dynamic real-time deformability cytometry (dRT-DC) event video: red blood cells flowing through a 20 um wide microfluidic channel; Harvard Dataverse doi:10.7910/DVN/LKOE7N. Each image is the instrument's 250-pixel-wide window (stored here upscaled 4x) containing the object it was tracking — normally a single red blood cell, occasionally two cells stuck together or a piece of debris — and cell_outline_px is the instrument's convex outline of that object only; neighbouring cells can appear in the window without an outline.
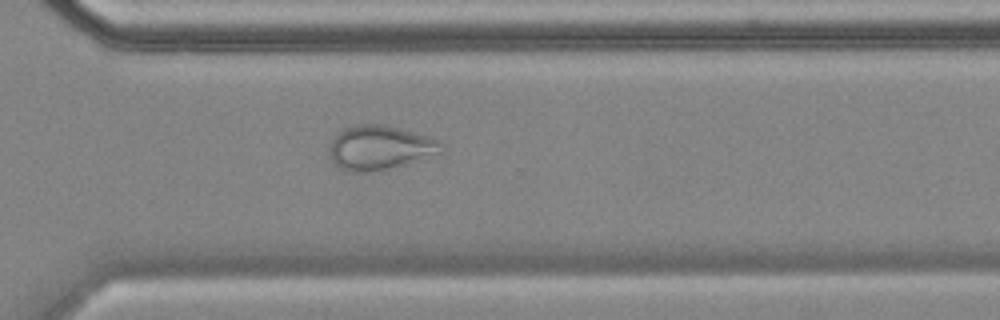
{"species": "common noctule bat (a hibernating species)", "species_latin": "Nyctalus noctula", "temperature_condition": "cold", "stored_images_in_passage": 56, "camera_frame_rate_fps": 3000, "um_per_image_px": 0.085, "animal": {"sex": "female", "body_mass_g": 18.4}, "frame": {"image": 1, "passage_image": 40, "time_ms": 13.0, "image_size_px": [1000, 320], "cell_outline_px": [[444, 144], [432, 152], [396, 168], [380, 172], [348, 172], [340, 168], [332, 160], [328, 152], [328, 148], [332, 140], [344, 128], [360, 124], [380, 124], [396, 128], [440, 140]], "centroid_in_image_um": [32.15, 12.57], "position_along_channel_um": 338.4, "area_um2": 28.15}}
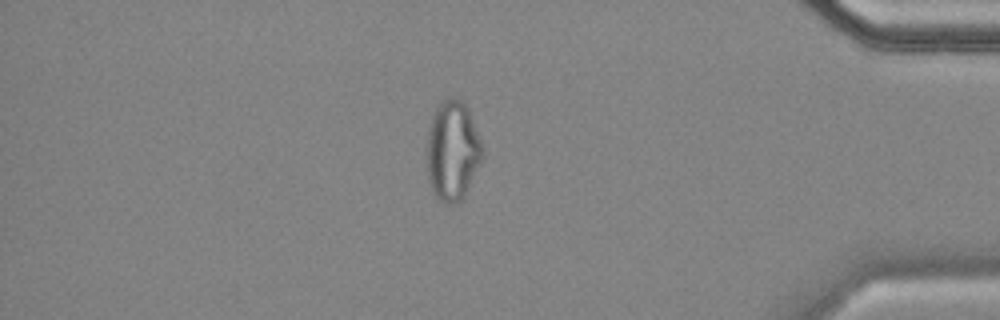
{"frame": {"image": 2, "passage_image": 48, "time_ms": 15.667, "image_size_px": [1000, 320], "cell_outline_px": [[484, 156], [460, 200], [456, 204], [444, 204], [432, 192], [428, 180], [424, 152], [428, 128], [432, 116], [436, 108], [448, 96], [456, 96], [468, 108], [480, 140]], "centroid_in_image_um": [38.4, 12.8], "position_along_channel_um": 396.8, "area_um2": 32.66}}